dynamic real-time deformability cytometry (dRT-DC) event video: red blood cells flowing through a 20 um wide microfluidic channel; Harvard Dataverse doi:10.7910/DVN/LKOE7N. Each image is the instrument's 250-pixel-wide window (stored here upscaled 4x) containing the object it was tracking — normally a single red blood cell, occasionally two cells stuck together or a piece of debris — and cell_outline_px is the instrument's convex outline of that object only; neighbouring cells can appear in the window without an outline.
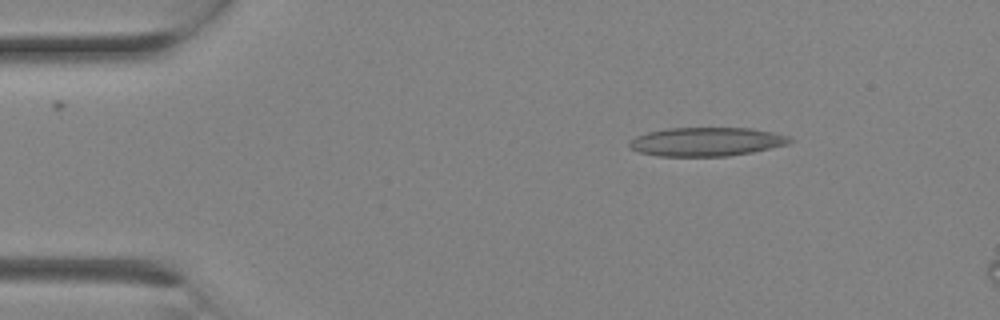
{"species": "Egyptian fruit bat (a non-hibernating species)", "species_latin": "Rousettus aegyptiacus", "temperature_condition": "room temperature", "stored_images_in_passage": 3, "segment_of_instrument_passage": [2, 2], "camera_frame_rate_fps": 3000, "um_per_image_px": 0.085, "animal": {"sex": "female"}, "frame": {"image": 1, "passage_image": 3, "time_ms": 0.667, "image_size_px": [1000, 320], "cell_outline_px": [[792, 140], [788, 144], [752, 152], [728, 156], [656, 156], [636, 152], [628, 148], [628, 144], [636, 136], [648, 132], [668, 128], [752, 128], [772, 132], [788, 136]], "centroid_in_image_um": [60.0, 12.05], "position_along_channel_um": 25.0, "area_um2": 26.93}}